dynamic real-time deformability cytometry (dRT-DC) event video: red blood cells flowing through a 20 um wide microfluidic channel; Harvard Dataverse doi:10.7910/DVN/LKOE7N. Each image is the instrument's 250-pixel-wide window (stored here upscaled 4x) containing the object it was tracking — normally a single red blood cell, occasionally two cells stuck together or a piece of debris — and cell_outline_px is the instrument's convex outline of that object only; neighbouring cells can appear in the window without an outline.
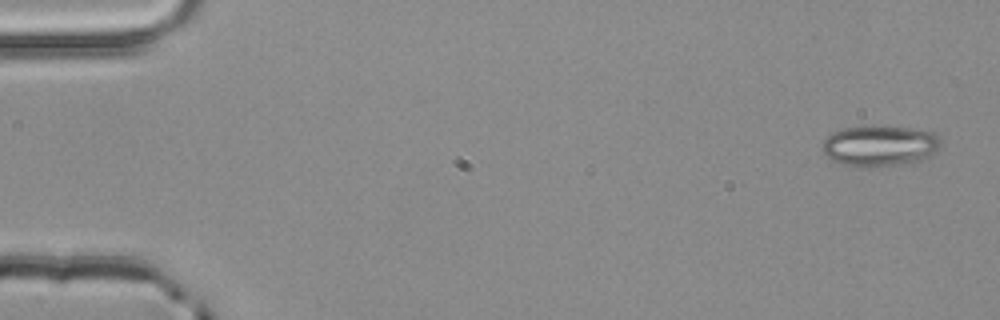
{"species": "common noctule bat (a hibernating species)", "species_latin": "Nyctalus noctula", "temperature_condition": "room temperature", "stored_images_in_passage": 4, "camera_frame_rate_fps": 3000, "um_per_image_px": 0.085, "animal": {"sex": "male", "body_mass_g": 20.4}, "frame": {"image": 1, "passage_image": 1, "time_ms": 0.0, "image_size_px": [1000, 320], "cell_outline_px": [[940, 144], [928, 156], [916, 164], [864, 168], [860, 168], [844, 164], [832, 160], [824, 152], [824, 140], [832, 132], [844, 128], [872, 124], [912, 128], [932, 132], [940, 136]], "centroid_in_image_um": [74.8, 12.39], "position_along_channel_um": 10.2, "area_um2": 28.78}}